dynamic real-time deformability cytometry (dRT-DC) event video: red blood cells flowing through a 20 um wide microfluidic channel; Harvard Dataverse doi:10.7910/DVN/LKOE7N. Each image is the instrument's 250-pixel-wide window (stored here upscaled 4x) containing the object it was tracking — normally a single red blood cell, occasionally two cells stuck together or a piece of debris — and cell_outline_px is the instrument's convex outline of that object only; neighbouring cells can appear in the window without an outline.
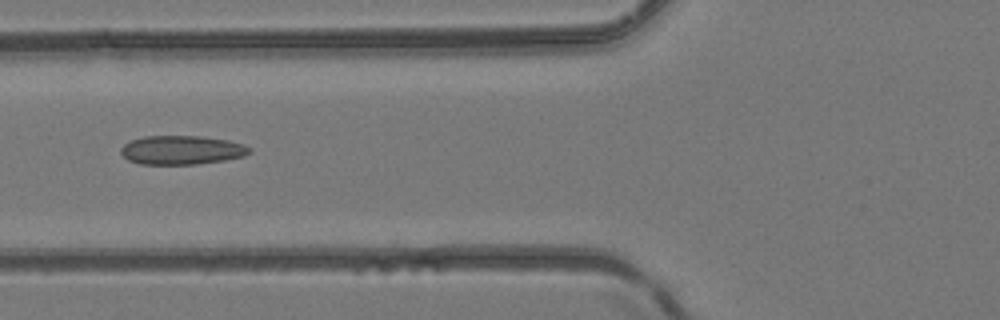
{"species": "common noctule bat (a hibernating species)", "species_latin": "Nyctalus noctula", "temperature_condition": "room temperature", "stored_images_in_passage": 5, "camera_frame_rate_fps": 3000, "um_per_image_px": 0.085, "animal": {"sex": "female", "body_mass_g": 24.6, "forearm_length_mm": 56.2}, "frame": {"image": 1, "passage_image": 5, "time_ms": 1.333, "image_size_px": [1000, 320], "cell_outline_px": [[252, 152], [244, 156], [224, 160], [196, 164], [140, 164], [128, 160], [120, 152], [120, 148], [124, 144], [132, 140], [144, 136], [200, 136], [228, 140], [244, 144], [252, 148]], "centroid_in_image_um": [15.46, 12.75], "position_along_channel_um": 110.3, "area_um2": 21.73}}